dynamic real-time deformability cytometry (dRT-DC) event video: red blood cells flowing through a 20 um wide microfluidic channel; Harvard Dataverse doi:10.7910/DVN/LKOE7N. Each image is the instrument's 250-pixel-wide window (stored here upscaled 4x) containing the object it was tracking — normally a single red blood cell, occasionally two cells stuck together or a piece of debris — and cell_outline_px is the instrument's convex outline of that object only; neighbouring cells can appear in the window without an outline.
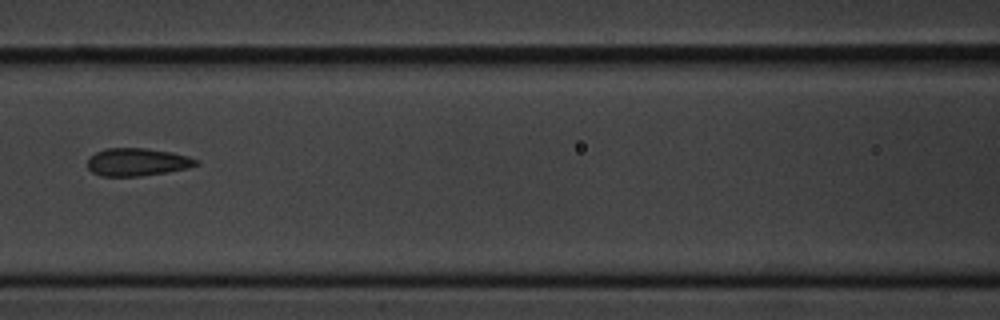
{"species": "common noctule bat (a hibernating species)", "species_latin": "Nyctalus noctula", "temperature_condition": "cold", "stored_images_in_passage": 11, "camera_frame_rate_fps": 3000, "um_per_image_px": 0.085, "animal": {"sex": "male", "body_mass_g": 20.1, "forearm_length_mm": 53.5}, "frame": {"image": 1, "passage_image": 8, "time_ms": 9.0, "image_size_px": [1000, 320], "cell_outline_px": [[200, 164], [188, 168], [140, 176], [100, 176], [92, 172], [88, 168], [88, 160], [96, 152], [104, 148], [148, 148], [172, 152], [188, 156], [200, 160]], "centroid_in_image_um": [11.69, 13.76], "position_along_channel_um": 154.9, "area_um2": 17.63}}
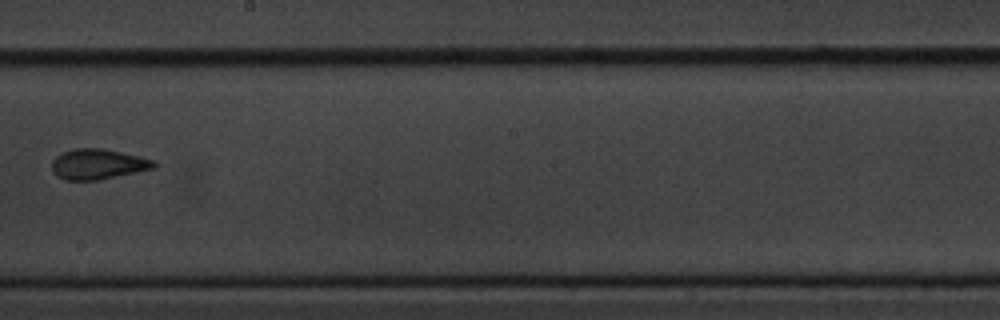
{"frame": {"image": 2, "passage_image": 10, "time_ms": 11.333, "image_size_px": [1000, 320], "cell_outline_px": [[156, 168], [100, 180], [64, 180], [56, 176], [52, 172], [52, 160], [56, 156], [72, 148], [104, 148], [140, 156], [152, 160], [156, 164]], "centroid_in_image_um": [8.31, 13.96], "position_along_channel_um": 239.9, "area_um2": 18.26}}
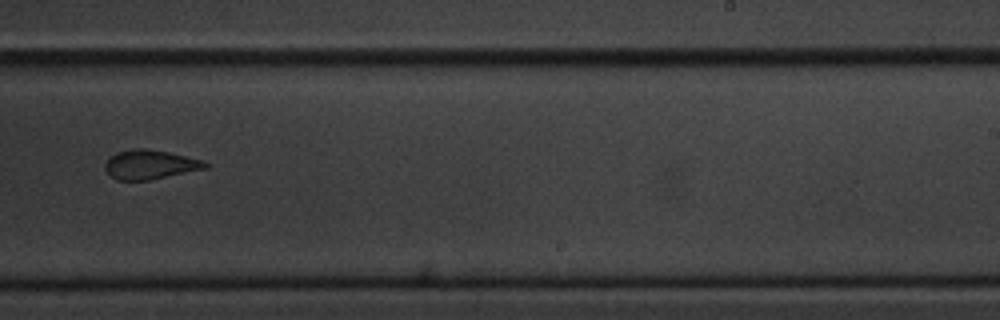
{"frame": {"image": 3, "passage_image": 11, "time_ms": 12.333, "image_size_px": [1000, 320], "cell_outline_px": [[208, 168], [148, 180], [116, 180], [104, 168], [104, 164], [116, 152], [132, 148], [144, 148], [168, 152], [200, 160], [208, 164]], "centroid_in_image_um": [12.72, 13.98], "position_along_channel_um": 276.3, "area_um2": 16.82}}